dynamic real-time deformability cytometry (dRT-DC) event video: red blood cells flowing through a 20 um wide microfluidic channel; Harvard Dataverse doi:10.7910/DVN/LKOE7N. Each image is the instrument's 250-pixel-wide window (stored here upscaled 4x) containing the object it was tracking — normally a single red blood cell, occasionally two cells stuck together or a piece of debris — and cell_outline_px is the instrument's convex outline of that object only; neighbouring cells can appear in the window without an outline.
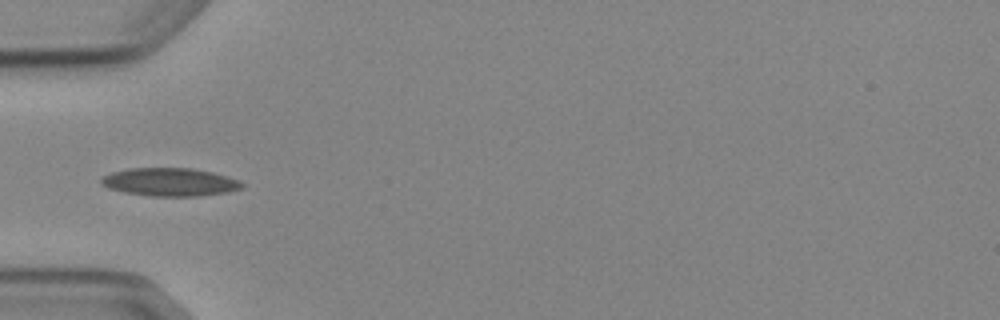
{"species": "Egyptian fruit bat (a non-hibernating species)", "species_latin": "Rousettus aegyptiacus", "temperature_condition": "cold", "stored_images_in_passage": 6, "camera_frame_rate_fps": 3000, "um_per_image_px": 0.085, "animal": {"sex": "female"}, "frame": {"image": 1, "passage_image": 5, "time_ms": 5.667, "image_size_px": [1000, 320], "cell_outline_px": [[244, 188], [228, 192], [200, 196], [148, 196], [124, 192], [108, 188], [100, 184], [100, 180], [104, 176], [112, 172], [128, 168], [192, 168], [212, 172], [228, 176], [240, 180], [244, 184]], "centroid_in_image_um": [14.47, 15.47], "position_along_channel_um": 70.5, "area_um2": 23.29}}
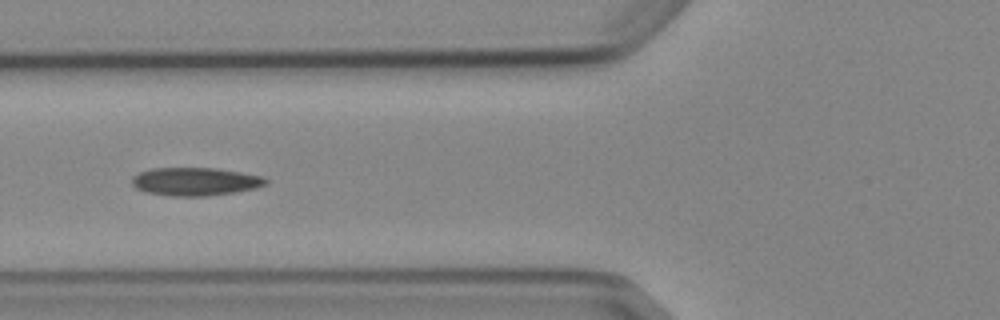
{"frame": {"image": 2, "passage_image": 6, "time_ms": 6.667, "image_size_px": [1000, 320], "cell_outline_px": [[268, 184], [256, 188], [236, 192], [208, 196], [172, 196], [144, 192], [136, 188], [132, 184], [132, 176], [140, 172], [152, 168], [216, 168], [264, 176], [268, 180]], "centroid_in_image_um": [16.61, 15.43], "position_along_channel_um": 109.2, "area_um2": 22.14}}